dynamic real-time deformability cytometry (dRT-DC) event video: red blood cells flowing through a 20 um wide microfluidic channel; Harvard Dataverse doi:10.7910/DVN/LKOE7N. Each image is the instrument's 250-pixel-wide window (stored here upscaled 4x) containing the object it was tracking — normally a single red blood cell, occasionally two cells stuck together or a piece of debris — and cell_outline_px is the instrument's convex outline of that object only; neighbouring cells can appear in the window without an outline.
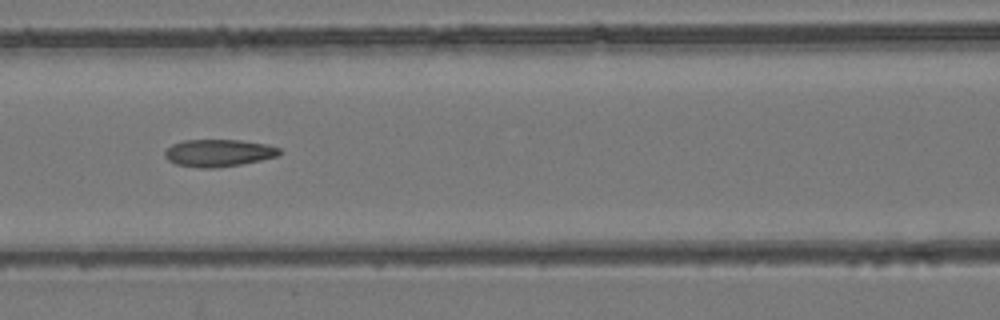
{"species": "common noctule bat (a hibernating species)", "species_latin": "Nyctalus noctula", "temperature_condition": "room temperature", "stored_images_in_passage": 10, "camera_frame_rate_fps": 3000, "um_per_image_px": 0.085, "animal": {"sex": "female", "body_mass_g": 24.6, "forearm_length_mm": 56.2}, "frame": {"image": 1, "passage_image": 7, "time_ms": 2.0, "image_size_px": [1000, 320], "cell_outline_px": [[284, 152], [276, 156], [260, 160], [240, 164], [216, 168], [200, 168], [176, 164], [168, 160], [164, 156], [164, 152], [172, 144], [184, 140], [240, 140], [268, 144], [280, 148]], "centroid_in_image_um": [18.59, 12.99], "position_along_channel_um": 148.0, "area_um2": 18.26}}
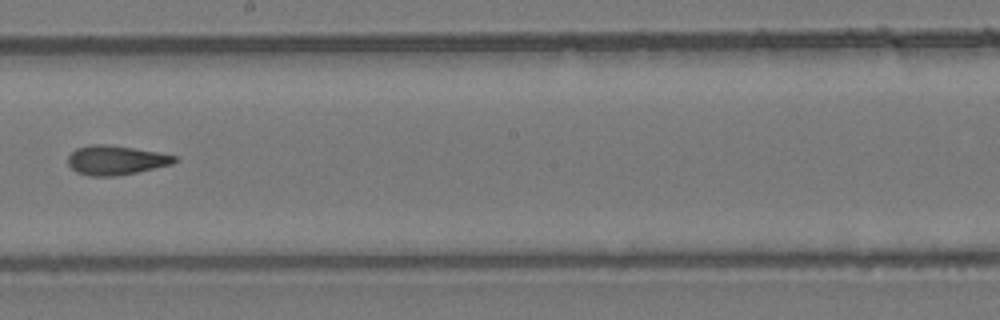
{"frame": {"image": 2, "passage_image": 9, "time_ms": 2.667, "image_size_px": [1000, 320], "cell_outline_px": [[180, 160], [172, 164], [136, 172], [116, 176], [88, 176], [76, 172], [68, 164], [68, 156], [76, 148], [88, 144], [108, 144], [180, 156]], "centroid_in_image_um": [9.85, 13.61], "position_along_channel_um": 238.3, "area_um2": 18.32}}
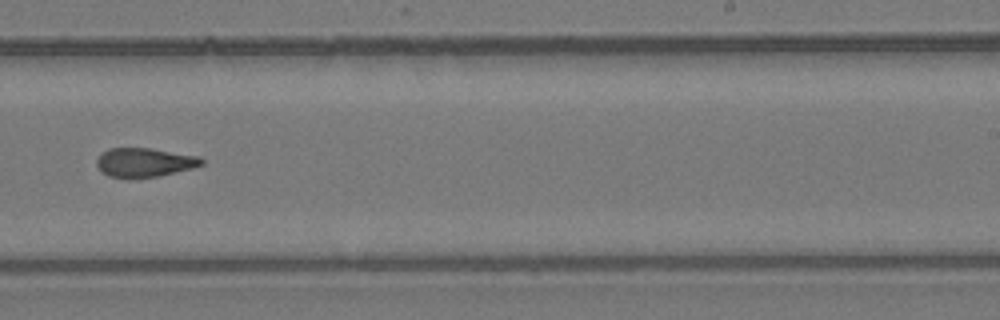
{"frame": {"image": 3, "passage_image": 10, "time_ms": 3.0, "image_size_px": [1000, 320], "cell_outline_px": [[204, 164], [192, 168], [160, 176], [128, 180], [108, 176], [96, 164], [96, 160], [100, 152], [108, 148], [152, 148], [200, 156], [204, 160]], "centroid_in_image_um": [12.27, 13.82], "position_along_channel_um": 276.7, "area_um2": 18.26}}